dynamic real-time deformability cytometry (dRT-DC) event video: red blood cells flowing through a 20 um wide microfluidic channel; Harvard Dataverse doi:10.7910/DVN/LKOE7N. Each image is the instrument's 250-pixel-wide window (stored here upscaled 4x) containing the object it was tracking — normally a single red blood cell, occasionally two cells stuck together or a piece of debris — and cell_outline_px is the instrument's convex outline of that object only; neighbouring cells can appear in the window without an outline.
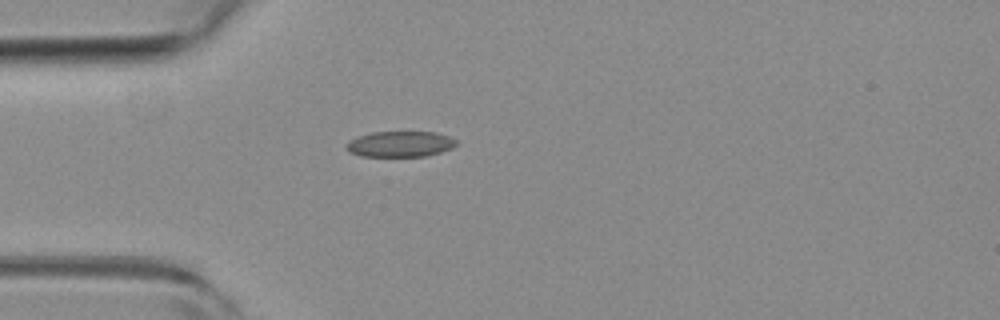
{"species": "common noctule bat (a hibernating species)", "species_latin": "Nyctalus noctula", "temperature_condition": "room temperature", "stored_images_in_passage": 4, "camera_frame_rate_fps": 3000, "um_per_image_px": 0.085, "animal": {"sex": "female", "body_mass_g": 19.3, "forearm_length_mm": 54.1}, "frame": {"image": 1, "passage_image": 4, "time_ms": 1.0, "image_size_px": [1000, 320], "cell_outline_px": [[456, 144], [452, 148], [440, 152], [424, 156], [360, 156], [348, 152], [344, 148], [344, 144], [348, 140], [356, 136], [372, 132], [436, 132], [448, 136], [456, 140]], "centroid_in_image_um": [33.93, 12.24], "position_along_channel_um": 51.1, "area_um2": 16.65}}